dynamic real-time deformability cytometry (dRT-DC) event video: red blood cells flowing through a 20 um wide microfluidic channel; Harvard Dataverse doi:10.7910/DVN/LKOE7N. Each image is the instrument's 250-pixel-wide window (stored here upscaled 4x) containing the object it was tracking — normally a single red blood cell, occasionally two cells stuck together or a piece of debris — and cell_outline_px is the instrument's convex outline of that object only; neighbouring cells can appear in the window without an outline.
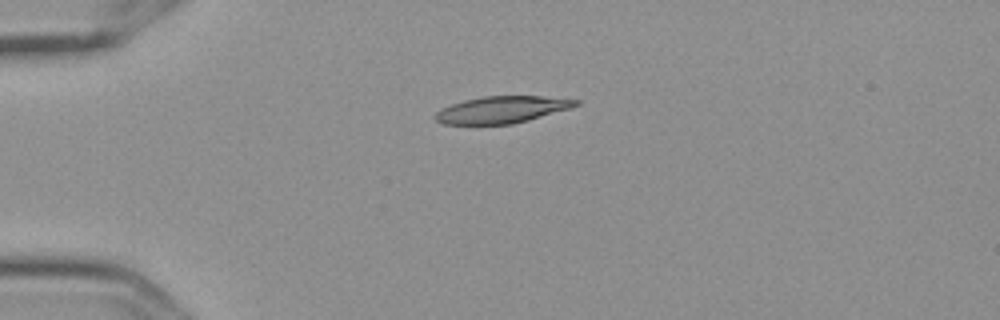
{"species": "Egyptian fruit bat (a non-hibernating species)", "species_latin": "Rousettus aegyptiacus", "temperature_condition": "cold", "stored_images_in_passage": 3, "camera_frame_rate_fps": 3000, "um_per_image_px": 0.085, "frame": {"image": 1, "passage_image": 1, "time_ms": 0.0, "image_size_px": [1000, 320], "cell_outline_px": [[580, 104], [572, 108], [528, 120], [512, 124], [440, 124], [432, 116], [440, 108], [464, 100], [484, 96], [540, 96], [580, 100]], "centroid_in_image_um": [42.64, 9.32], "position_along_channel_um": 42.4, "area_um2": 22.08}}
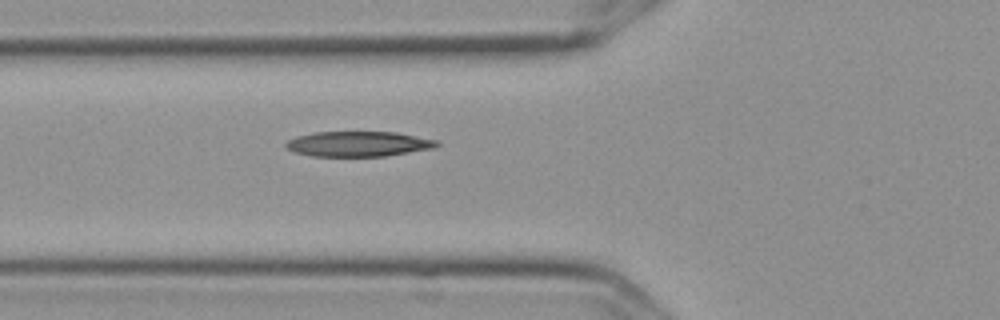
{"frame": {"image": 2, "passage_image": 3, "time_ms": 0.667, "image_size_px": [1000, 320], "cell_outline_px": [[440, 144], [436, 148], [384, 156], [312, 156], [296, 152], [284, 148], [284, 144], [288, 140], [296, 136], [312, 132], [396, 132], [440, 140]], "centroid_in_image_um": [30.48, 12.23], "position_along_channel_um": 95.3, "area_um2": 22.37}}